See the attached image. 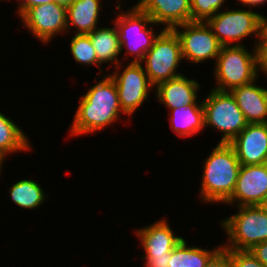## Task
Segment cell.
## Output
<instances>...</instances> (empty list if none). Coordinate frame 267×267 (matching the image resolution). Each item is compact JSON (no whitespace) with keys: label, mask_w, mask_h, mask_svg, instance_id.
Wrapping results in <instances>:
<instances>
[{"label":"cell","mask_w":267,"mask_h":267,"mask_svg":"<svg viewBox=\"0 0 267 267\" xmlns=\"http://www.w3.org/2000/svg\"><path fill=\"white\" fill-rule=\"evenodd\" d=\"M86 93L78 99L79 103L69 127V138L100 133L113 126L123 115L115 81L109 74L99 76ZM102 77V78H101Z\"/></svg>","instance_id":"6da1fadb"},{"label":"cell","mask_w":267,"mask_h":267,"mask_svg":"<svg viewBox=\"0 0 267 267\" xmlns=\"http://www.w3.org/2000/svg\"><path fill=\"white\" fill-rule=\"evenodd\" d=\"M200 202L225 204L234 193L240 162L229 143H217L203 160Z\"/></svg>","instance_id":"7a4b0ae2"},{"label":"cell","mask_w":267,"mask_h":267,"mask_svg":"<svg viewBox=\"0 0 267 267\" xmlns=\"http://www.w3.org/2000/svg\"><path fill=\"white\" fill-rule=\"evenodd\" d=\"M116 9L119 13L117 14L115 11V19L112 23L117 27L120 54L122 56V52H125L123 57L130 56L132 58L133 56L131 62L140 63L164 28H160L161 30L158 29L156 32L155 26L158 27V24L146 12L137 7H130L124 11L121 10L122 8ZM123 49L125 50L123 51Z\"/></svg>","instance_id":"3957f363"},{"label":"cell","mask_w":267,"mask_h":267,"mask_svg":"<svg viewBox=\"0 0 267 267\" xmlns=\"http://www.w3.org/2000/svg\"><path fill=\"white\" fill-rule=\"evenodd\" d=\"M253 51L241 46H222L220 53L214 62L213 76L216 86L212 87L219 91H231L241 85H246L257 80L258 55L256 47Z\"/></svg>","instance_id":"277c9868"},{"label":"cell","mask_w":267,"mask_h":267,"mask_svg":"<svg viewBox=\"0 0 267 267\" xmlns=\"http://www.w3.org/2000/svg\"><path fill=\"white\" fill-rule=\"evenodd\" d=\"M237 212L219 223L227 236L226 249L250 250L267 241V210L261 205L237 206Z\"/></svg>","instance_id":"5b68a950"},{"label":"cell","mask_w":267,"mask_h":267,"mask_svg":"<svg viewBox=\"0 0 267 267\" xmlns=\"http://www.w3.org/2000/svg\"><path fill=\"white\" fill-rule=\"evenodd\" d=\"M203 98L205 128L219 131L218 143H230L246 126L247 121L230 91L212 88Z\"/></svg>","instance_id":"8992f818"},{"label":"cell","mask_w":267,"mask_h":267,"mask_svg":"<svg viewBox=\"0 0 267 267\" xmlns=\"http://www.w3.org/2000/svg\"><path fill=\"white\" fill-rule=\"evenodd\" d=\"M181 43L173 29H164L140 62L150 83L157 84L183 75L178 67L183 63ZM145 63V65H143Z\"/></svg>","instance_id":"52a82bcc"},{"label":"cell","mask_w":267,"mask_h":267,"mask_svg":"<svg viewBox=\"0 0 267 267\" xmlns=\"http://www.w3.org/2000/svg\"><path fill=\"white\" fill-rule=\"evenodd\" d=\"M247 8L220 10L206 21L222 46H243L244 38L249 36L256 38L254 47L257 46L260 13Z\"/></svg>","instance_id":"ba28073f"},{"label":"cell","mask_w":267,"mask_h":267,"mask_svg":"<svg viewBox=\"0 0 267 267\" xmlns=\"http://www.w3.org/2000/svg\"><path fill=\"white\" fill-rule=\"evenodd\" d=\"M108 74L115 81L121 110L126 117H133L132 114L148 101L149 93L154 92V86L150 83L142 63L129 61L123 65L121 62Z\"/></svg>","instance_id":"9c48e42d"},{"label":"cell","mask_w":267,"mask_h":267,"mask_svg":"<svg viewBox=\"0 0 267 267\" xmlns=\"http://www.w3.org/2000/svg\"><path fill=\"white\" fill-rule=\"evenodd\" d=\"M173 30L179 37L184 62L201 64L209 59L216 61L222 45L206 22H188Z\"/></svg>","instance_id":"30bf717a"},{"label":"cell","mask_w":267,"mask_h":267,"mask_svg":"<svg viewBox=\"0 0 267 267\" xmlns=\"http://www.w3.org/2000/svg\"><path fill=\"white\" fill-rule=\"evenodd\" d=\"M67 8L55 2L29 8L21 17L25 27L42 44L67 32Z\"/></svg>","instance_id":"8fae6325"},{"label":"cell","mask_w":267,"mask_h":267,"mask_svg":"<svg viewBox=\"0 0 267 267\" xmlns=\"http://www.w3.org/2000/svg\"><path fill=\"white\" fill-rule=\"evenodd\" d=\"M267 196V163L241 165L234 193L226 205H262Z\"/></svg>","instance_id":"7c38bea8"},{"label":"cell","mask_w":267,"mask_h":267,"mask_svg":"<svg viewBox=\"0 0 267 267\" xmlns=\"http://www.w3.org/2000/svg\"><path fill=\"white\" fill-rule=\"evenodd\" d=\"M229 144L241 165L267 163V123L247 124Z\"/></svg>","instance_id":"4fadbf2b"},{"label":"cell","mask_w":267,"mask_h":267,"mask_svg":"<svg viewBox=\"0 0 267 267\" xmlns=\"http://www.w3.org/2000/svg\"><path fill=\"white\" fill-rule=\"evenodd\" d=\"M169 225L168 220L162 218L135 230L134 234L145 254L141 257H160L171 253L184 237L176 235Z\"/></svg>","instance_id":"5bb4252c"},{"label":"cell","mask_w":267,"mask_h":267,"mask_svg":"<svg viewBox=\"0 0 267 267\" xmlns=\"http://www.w3.org/2000/svg\"><path fill=\"white\" fill-rule=\"evenodd\" d=\"M200 88L201 85L195 78H187L183 74L157 84L154 87V92L158 103L164 104L163 106L169 111L182 106L203 105L202 100L197 101Z\"/></svg>","instance_id":"9a60e30c"},{"label":"cell","mask_w":267,"mask_h":267,"mask_svg":"<svg viewBox=\"0 0 267 267\" xmlns=\"http://www.w3.org/2000/svg\"><path fill=\"white\" fill-rule=\"evenodd\" d=\"M137 8L164 29L192 22L191 0H140Z\"/></svg>","instance_id":"2e32d148"},{"label":"cell","mask_w":267,"mask_h":267,"mask_svg":"<svg viewBox=\"0 0 267 267\" xmlns=\"http://www.w3.org/2000/svg\"><path fill=\"white\" fill-rule=\"evenodd\" d=\"M256 82L230 91L248 124L267 123V87Z\"/></svg>","instance_id":"e0dca14e"},{"label":"cell","mask_w":267,"mask_h":267,"mask_svg":"<svg viewBox=\"0 0 267 267\" xmlns=\"http://www.w3.org/2000/svg\"><path fill=\"white\" fill-rule=\"evenodd\" d=\"M102 0H74L67 8V34H88L93 32L99 24ZM71 27H74L71 28ZM76 29V30H75ZM69 30V31H68Z\"/></svg>","instance_id":"ac0fdd59"},{"label":"cell","mask_w":267,"mask_h":267,"mask_svg":"<svg viewBox=\"0 0 267 267\" xmlns=\"http://www.w3.org/2000/svg\"><path fill=\"white\" fill-rule=\"evenodd\" d=\"M95 49L97 61L103 66L108 63L114 65V68L121 63H125V58H121L120 43L117 27L115 24L109 27H97L93 32L87 34ZM119 57V58H118Z\"/></svg>","instance_id":"d6986e66"},{"label":"cell","mask_w":267,"mask_h":267,"mask_svg":"<svg viewBox=\"0 0 267 267\" xmlns=\"http://www.w3.org/2000/svg\"><path fill=\"white\" fill-rule=\"evenodd\" d=\"M170 128L179 137H192L205 129L203 105H188L169 110Z\"/></svg>","instance_id":"ffe728a7"},{"label":"cell","mask_w":267,"mask_h":267,"mask_svg":"<svg viewBox=\"0 0 267 267\" xmlns=\"http://www.w3.org/2000/svg\"><path fill=\"white\" fill-rule=\"evenodd\" d=\"M29 141L25 131L0 111V156L5 160L10 154L31 151L33 147Z\"/></svg>","instance_id":"44dd1931"},{"label":"cell","mask_w":267,"mask_h":267,"mask_svg":"<svg viewBox=\"0 0 267 267\" xmlns=\"http://www.w3.org/2000/svg\"><path fill=\"white\" fill-rule=\"evenodd\" d=\"M45 190L35 180L21 179L9 188L12 202L25 210L39 209L48 200Z\"/></svg>","instance_id":"7402d4cb"},{"label":"cell","mask_w":267,"mask_h":267,"mask_svg":"<svg viewBox=\"0 0 267 267\" xmlns=\"http://www.w3.org/2000/svg\"><path fill=\"white\" fill-rule=\"evenodd\" d=\"M183 238L170 253L168 267H205L209 258L222 246L207 249L201 246H188Z\"/></svg>","instance_id":"603a6c76"},{"label":"cell","mask_w":267,"mask_h":267,"mask_svg":"<svg viewBox=\"0 0 267 267\" xmlns=\"http://www.w3.org/2000/svg\"><path fill=\"white\" fill-rule=\"evenodd\" d=\"M70 39L69 48L75 63H79L80 66L95 65L99 70V73H97L98 78L105 75L102 65L97 61L96 52L90 37L87 34H74Z\"/></svg>","instance_id":"cb8c5ba5"},{"label":"cell","mask_w":267,"mask_h":267,"mask_svg":"<svg viewBox=\"0 0 267 267\" xmlns=\"http://www.w3.org/2000/svg\"><path fill=\"white\" fill-rule=\"evenodd\" d=\"M226 1L227 0H191L192 22H206L223 9Z\"/></svg>","instance_id":"d4e9b609"},{"label":"cell","mask_w":267,"mask_h":267,"mask_svg":"<svg viewBox=\"0 0 267 267\" xmlns=\"http://www.w3.org/2000/svg\"><path fill=\"white\" fill-rule=\"evenodd\" d=\"M227 250L229 251L231 267H267L250 250Z\"/></svg>","instance_id":"484cf974"},{"label":"cell","mask_w":267,"mask_h":267,"mask_svg":"<svg viewBox=\"0 0 267 267\" xmlns=\"http://www.w3.org/2000/svg\"><path fill=\"white\" fill-rule=\"evenodd\" d=\"M205 267H231L229 251L221 246L207 261Z\"/></svg>","instance_id":"4316f807"},{"label":"cell","mask_w":267,"mask_h":267,"mask_svg":"<svg viewBox=\"0 0 267 267\" xmlns=\"http://www.w3.org/2000/svg\"><path fill=\"white\" fill-rule=\"evenodd\" d=\"M258 70L267 75V40H258L257 46ZM267 77V76H266Z\"/></svg>","instance_id":"83f0119b"},{"label":"cell","mask_w":267,"mask_h":267,"mask_svg":"<svg viewBox=\"0 0 267 267\" xmlns=\"http://www.w3.org/2000/svg\"><path fill=\"white\" fill-rule=\"evenodd\" d=\"M144 260L143 267H168L170 260V253H166V256L160 257H140Z\"/></svg>","instance_id":"f1b7e54d"},{"label":"cell","mask_w":267,"mask_h":267,"mask_svg":"<svg viewBox=\"0 0 267 267\" xmlns=\"http://www.w3.org/2000/svg\"><path fill=\"white\" fill-rule=\"evenodd\" d=\"M250 251L260 262L267 266V241L254 245Z\"/></svg>","instance_id":"f546056e"},{"label":"cell","mask_w":267,"mask_h":267,"mask_svg":"<svg viewBox=\"0 0 267 267\" xmlns=\"http://www.w3.org/2000/svg\"><path fill=\"white\" fill-rule=\"evenodd\" d=\"M51 2H53V0H26V2L19 9H16V15H18V18H20L29 8Z\"/></svg>","instance_id":"4dcf8cb0"},{"label":"cell","mask_w":267,"mask_h":267,"mask_svg":"<svg viewBox=\"0 0 267 267\" xmlns=\"http://www.w3.org/2000/svg\"><path fill=\"white\" fill-rule=\"evenodd\" d=\"M258 40H267V16L259 14V35Z\"/></svg>","instance_id":"1f68e13d"},{"label":"cell","mask_w":267,"mask_h":267,"mask_svg":"<svg viewBox=\"0 0 267 267\" xmlns=\"http://www.w3.org/2000/svg\"><path fill=\"white\" fill-rule=\"evenodd\" d=\"M236 2H240L241 6L249 7V8H257L258 6L261 8L264 4L267 3V0H237Z\"/></svg>","instance_id":"d6a6232c"},{"label":"cell","mask_w":267,"mask_h":267,"mask_svg":"<svg viewBox=\"0 0 267 267\" xmlns=\"http://www.w3.org/2000/svg\"><path fill=\"white\" fill-rule=\"evenodd\" d=\"M73 1L74 0H53V2L58 5L64 6L65 8H68Z\"/></svg>","instance_id":"836d02e7"},{"label":"cell","mask_w":267,"mask_h":267,"mask_svg":"<svg viewBox=\"0 0 267 267\" xmlns=\"http://www.w3.org/2000/svg\"><path fill=\"white\" fill-rule=\"evenodd\" d=\"M119 1H121V0H118V1L116 2V7H115V8H122V6H121V2H119ZM123 1H124V0H123ZM139 1H140V0H137V2H136L134 5H132L131 7H137Z\"/></svg>","instance_id":"e575fe53"},{"label":"cell","mask_w":267,"mask_h":267,"mask_svg":"<svg viewBox=\"0 0 267 267\" xmlns=\"http://www.w3.org/2000/svg\"><path fill=\"white\" fill-rule=\"evenodd\" d=\"M3 163H5V160L0 156V174H2L3 171Z\"/></svg>","instance_id":"d590c367"},{"label":"cell","mask_w":267,"mask_h":267,"mask_svg":"<svg viewBox=\"0 0 267 267\" xmlns=\"http://www.w3.org/2000/svg\"><path fill=\"white\" fill-rule=\"evenodd\" d=\"M3 1V0H2ZM6 1V0H5ZM8 1H10V0H8ZM16 2H18V7H17V9H19L25 2H26V0H17Z\"/></svg>","instance_id":"8d00e7d4"},{"label":"cell","mask_w":267,"mask_h":267,"mask_svg":"<svg viewBox=\"0 0 267 267\" xmlns=\"http://www.w3.org/2000/svg\"><path fill=\"white\" fill-rule=\"evenodd\" d=\"M264 209H266L267 210V196H266V198H265V200H264V202H263V204L261 205Z\"/></svg>","instance_id":"74e56055"}]
</instances>
